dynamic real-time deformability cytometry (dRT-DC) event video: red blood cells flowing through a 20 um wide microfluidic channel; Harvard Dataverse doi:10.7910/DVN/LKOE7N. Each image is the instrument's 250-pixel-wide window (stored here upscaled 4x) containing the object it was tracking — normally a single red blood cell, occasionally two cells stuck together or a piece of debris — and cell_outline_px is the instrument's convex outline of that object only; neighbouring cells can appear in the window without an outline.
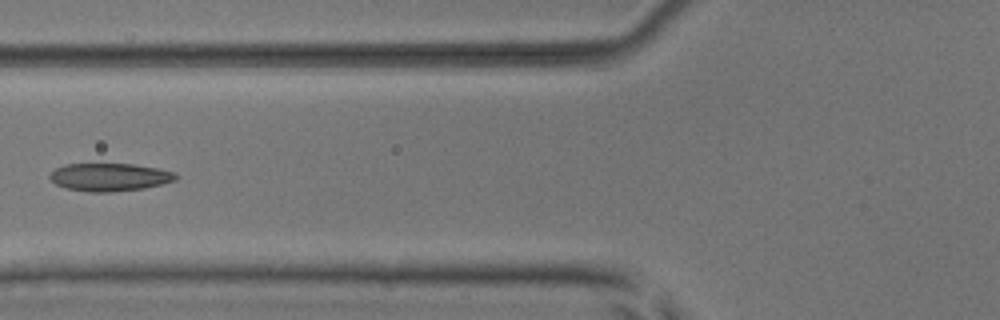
{"species": "common noctule bat (a hibernating species)", "species_latin": "Nyctalus noctula", "temperature_condition": "room temperature", "stored_images_in_passage": 6, "camera_frame_rate_fps": 3000, "um_per_image_px": 0.085, "animal": {"sex": "male", "body_mass_g": 17.9, "forearm_length_mm": 54.2}, "frame": {"image": 1, "passage_image": 6, "time_ms": 5.667, "image_size_px": [1000, 320], "cell_outline_px": [[176, 180], [144, 188], [112, 192], [88, 192], [64, 188], [56, 184], [48, 176], [56, 168], [64, 164], [132, 164], [156, 168], [176, 172]], "centroid_in_image_um": [9.29, 15.06], "position_along_channel_um": 116.5, "area_um2": 20.4}}